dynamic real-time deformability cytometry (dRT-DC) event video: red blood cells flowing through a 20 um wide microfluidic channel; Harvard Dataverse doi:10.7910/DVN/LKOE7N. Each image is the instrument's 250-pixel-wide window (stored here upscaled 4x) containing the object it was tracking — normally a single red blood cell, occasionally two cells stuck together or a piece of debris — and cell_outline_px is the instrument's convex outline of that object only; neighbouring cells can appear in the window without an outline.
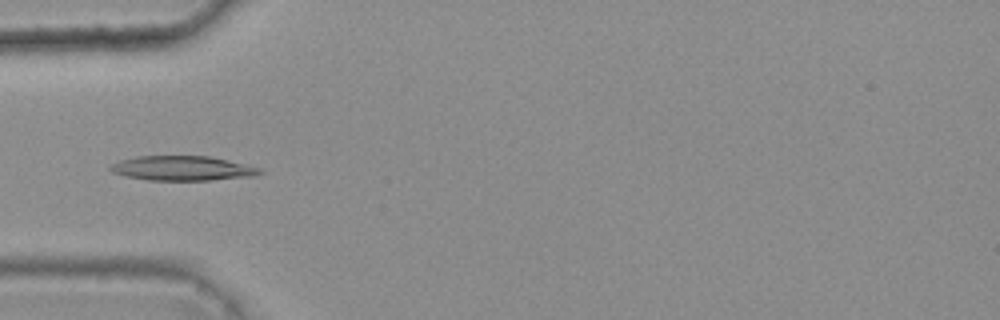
{"species": "common noctule bat (a hibernating species)", "species_latin": "Nyctalus noctula", "temperature_condition": "warm", "stored_images_in_passage": 5, "camera_frame_rate_fps": 3000, "um_per_image_px": 0.085, "animal": {"sex": "female", "body_mass_g": 25.1}, "frame": {"image": 1, "passage_image": 5, "time_ms": 1.333, "image_size_px": [1000, 320], "cell_outline_px": [[264, 172], [256, 176], [212, 180], [148, 180], [124, 176], [112, 172], [108, 168], [112, 164], [120, 160], [136, 156], [208, 156], [228, 160], [260, 168]], "centroid_in_image_um": [15.5, 14.31], "position_along_channel_um": 69.5, "area_um2": 21.5}}